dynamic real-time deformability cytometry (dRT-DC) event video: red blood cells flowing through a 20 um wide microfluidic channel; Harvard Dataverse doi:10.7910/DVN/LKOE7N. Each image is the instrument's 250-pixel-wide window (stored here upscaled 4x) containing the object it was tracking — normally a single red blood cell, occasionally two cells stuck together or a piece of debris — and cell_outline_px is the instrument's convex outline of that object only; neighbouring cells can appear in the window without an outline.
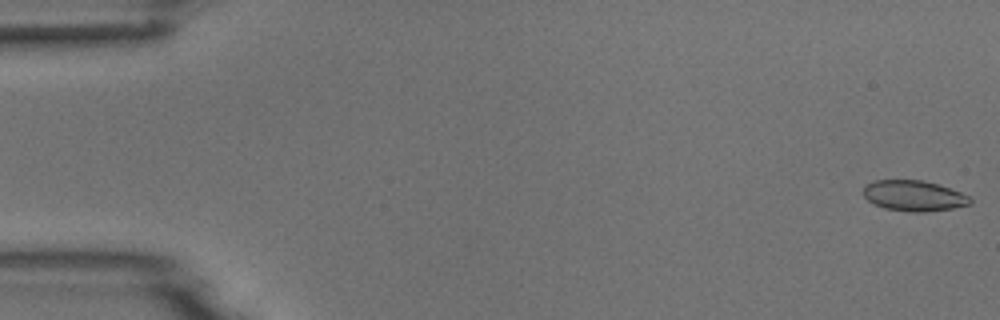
{"species": "common noctule bat (a hibernating species)", "species_latin": "Nyctalus noctula", "temperature_condition": "room temperature", "stored_images_in_passage": 54, "camera_frame_rate_fps": 3000, "um_per_image_px": 0.085, "animal": {"sex": "male", "body_mass_g": 18.8}, "frame": {"image": 1, "passage_image": 1, "time_ms": 0.0, "image_size_px": [1000, 320], "cell_outline_px": [[972, 204], [952, 208], [924, 212], [912, 212], [884, 208], [868, 200], [864, 196], [864, 184], [872, 180], [924, 180], [960, 192], [968, 196], [972, 200]], "centroid_in_image_um": [77.66, 16.63], "position_along_channel_um": 7.3, "area_um2": 18.96}}
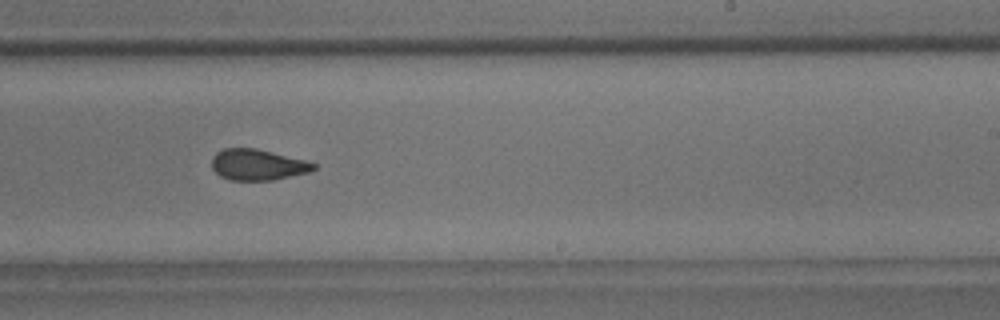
{"frame": {"image": 2, "passage_image": 33, "time_ms": 10.667, "image_size_px": [1000, 320], "cell_outline_px": [[316, 168], [308, 172], [272, 180], [228, 180], [220, 176], [212, 168], [212, 156], [216, 152], [224, 148], [256, 148], [304, 160], [316, 164]], "centroid_in_image_um": [21.85, 14.0], "position_along_channel_um": 267.1, "area_um2": 18.26}}
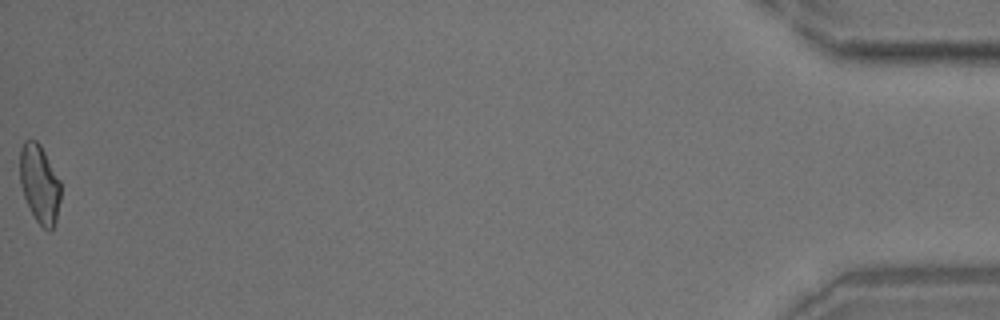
{"frame": {"image": 3, "passage_image": 54, "time_ms": 17.667, "image_size_px": [1000, 320], "cell_outline_px": [[60, 200], [56, 220], [52, 228], [48, 232], [36, 220], [24, 196], [20, 184], [20, 148], [24, 140], [36, 140], [40, 144], [60, 180]], "centroid_in_image_um": [3.36, 15.61], "position_along_channel_um": 431.8, "area_um2": 18.5}}